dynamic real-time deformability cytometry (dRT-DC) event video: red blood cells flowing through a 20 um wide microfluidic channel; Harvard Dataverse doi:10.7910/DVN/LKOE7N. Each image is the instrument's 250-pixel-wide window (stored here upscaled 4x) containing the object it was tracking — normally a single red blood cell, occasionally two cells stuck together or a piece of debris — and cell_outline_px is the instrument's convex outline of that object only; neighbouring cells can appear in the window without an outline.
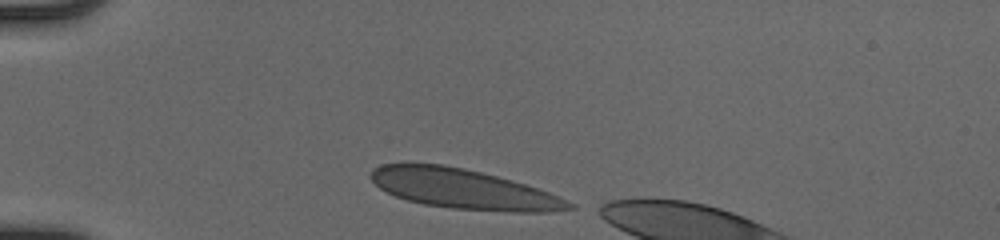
{"species": "human", "species_latin": "Homo sapiens", "temperature_condition": "cold", "stored_images_in_passage": 31, "camera_frame_rate_fps": 3000, "um_per_image_px": 0.085, "donor": {"sex": "male"}, "frame": {"image": 1, "passage_image": 1, "time_ms": 0.0, "image_size_px": [1000, 240], "cell_outline_px": [[576, 208], [548, 212], [512, 212], [452, 208], [424, 204], [408, 200], [396, 196], [380, 188], [368, 176], [372, 168], [380, 164], [444, 164], [464, 168], [512, 180], [548, 192], [576, 204]], "centroid_in_image_um": [39.39, 16.07], "position_along_channel_um": 45.6, "area_um2": 45.66}}
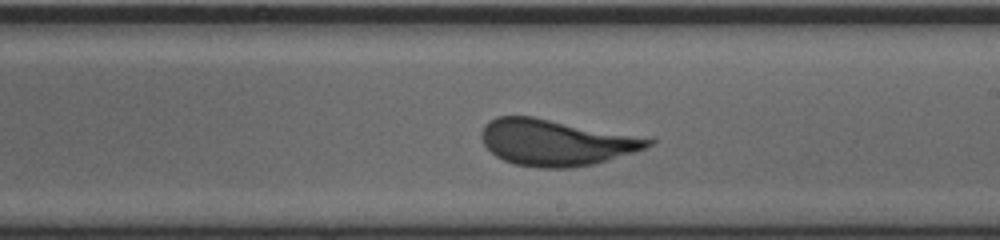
{"frame": {"image": 2, "passage_image": 18, "time_ms": 5.667, "image_size_px": [1000, 240], "cell_outline_px": [[656, 140], [652, 144], [636, 152], [596, 164], [572, 168], [536, 168], [516, 164], [504, 160], [496, 156], [484, 144], [480, 136], [480, 132], [484, 124], [488, 120], [496, 116], [532, 116], [652, 136]], "centroid_in_image_um": [47.35, 12.09], "position_along_channel_um": 241.7, "area_um2": 46.12}}
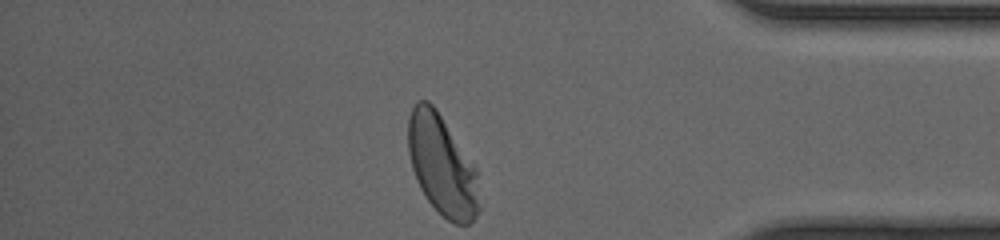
{"frame": {"image": 3, "passage_image": 31, "time_ms": 10.0, "image_size_px": [1000, 240], "cell_outline_px": [[480, 212], [468, 224], [456, 224], [448, 220], [428, 200], [420, 188], [416, 180], [412, 168], [408, 152], [408, 116], [416, 100], [428, 100], [436, 108], [476, 168], [480, 208]], "centroid_in_image_um": [37.56, 14.03], "position_along_channel_um": 397.6, "area_um2": 41.44}, "authors_computed_cell_mechanics": {"area_um2": 44.3904, "velocity_mm_per_s": 4.0968, "shape_relaxation_time_tau1_ms": 2.8659, "shape_relaxation_time_tau2_ms": null, "deformation_change_tau1": 0.142, "deformation_change_tau2": null}}